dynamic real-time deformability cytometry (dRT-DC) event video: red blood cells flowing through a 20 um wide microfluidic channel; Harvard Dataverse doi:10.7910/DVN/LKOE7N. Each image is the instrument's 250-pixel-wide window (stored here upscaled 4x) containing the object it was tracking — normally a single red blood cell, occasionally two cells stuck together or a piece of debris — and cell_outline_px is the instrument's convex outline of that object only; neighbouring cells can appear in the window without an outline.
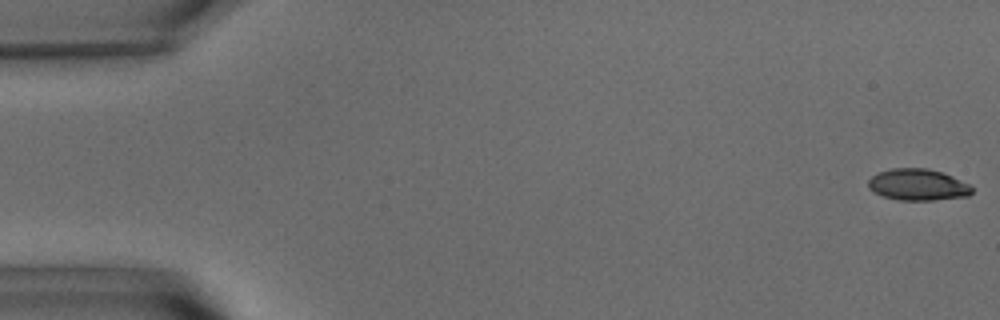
{"species": "common noctule bat (a hibernating species)", "species_latin": "Nyctalus noctula", "temperature_condition": "warm", "stored_images_in_passage": 56, "camera_frame_rate_fps": 3000, "um_per_image_px": 0.085, "animal": {"sex": "male", "body_mass_g": 15.6}, "frame": {"image": 1, "passage_image": 1, "time_ms": 0.0, "image_size_px": [1000, 320], "cell_outline_px": [[972, 192], [968, 196], [932, 200], [900, 200], [884, 196], [868, 188], [868, 180], [872, 176], [880, 172], [892, 168], [928, 168], [952, 176], [968, 184], [972, 188]], "centroid_in_image_um": [78.01, 15.7], "position_along_channel_um": 7.0, "area_um2": 18.79}}
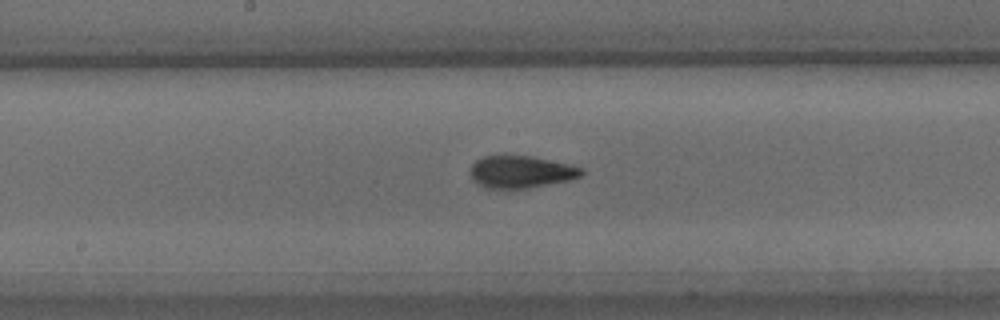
{"frame": {"image": 2, "passage_image": 29, "time_ms": 9.333, "image_size_px": [1000, 320], "cell_outline_px": [[584, 172], [580, 176], [568, 180], [524, 188], [484, 188], [472, 180], [472, 164], [476, 160], [484, 156], [500, 152], [504, 152], [532, 156], [568, 164], [584, 168]], "centroid_in_image_um": [44.23, 14.55], "position_along_channel_um": 204.0, "area_um2": 21.27}}
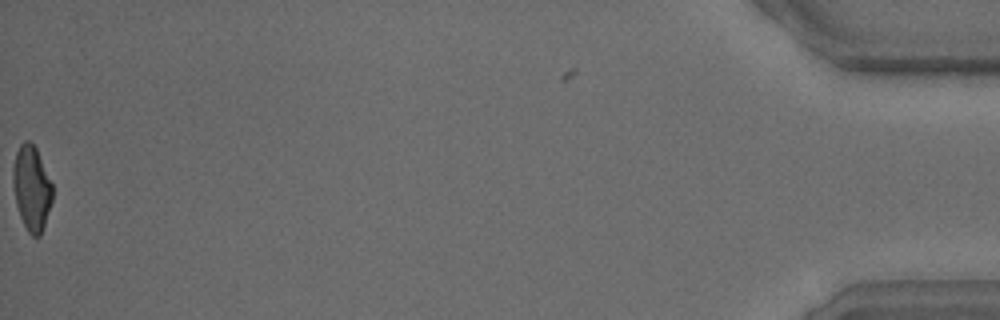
{"frame": {"image": 3, "passage_image": 56, "time_ms": 18.333, "image_size_px": [1000, 320], "cell_outline_px": [[52, 200], [40, 236], [32, 236], [28, 232], [20, 216], [16, 204], [12, 180], [12, 168], [16, 152], [20, 144], [24, 140], [28, 140], [36, 148], [52, 184]], "centroid_in_image_um": [2.67, 15.97], "position_along_channel_um": 432.5, "area_um2": 19.31}, "authors_computed_cell_mechanics": {"area_um2": 20.2011, "velocity_mm_per_s": 3.6624, "shape_relaxation_time_tau1_ms": 5.0594, "shape_relaxation_time_tau2_ms": 1.3399, "deformation_change_tau1": 0.1701, "deformation_change_tau2": 0.0775}}